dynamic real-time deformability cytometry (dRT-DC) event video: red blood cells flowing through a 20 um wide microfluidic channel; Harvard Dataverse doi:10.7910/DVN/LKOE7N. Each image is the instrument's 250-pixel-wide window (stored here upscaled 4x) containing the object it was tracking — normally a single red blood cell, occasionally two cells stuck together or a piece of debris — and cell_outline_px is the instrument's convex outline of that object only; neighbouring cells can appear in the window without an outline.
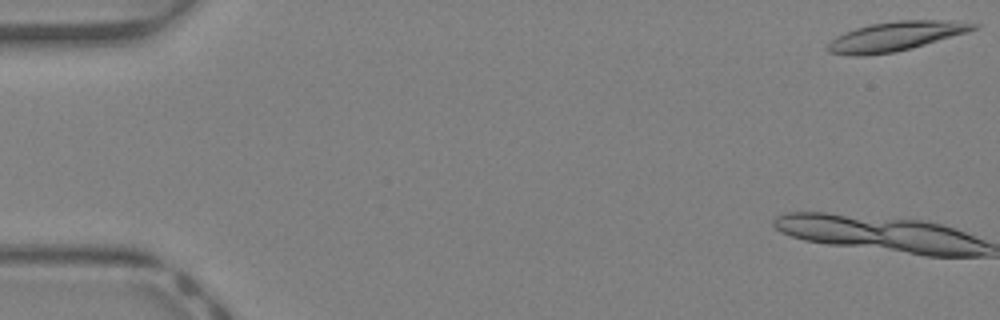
{"species": "Egyptian fruit bat (a non-hibernating species)", "species_latin": "Rousettus aegyptiacus", "temperature_condition": "warm", "stored_images_in_passage": 8, "camera_frame_rate_fps": 3000, "um_per_image_px": 0.085, "animal": {"sex": "female"}, "frame": {"image": 1, "passage_image": 1, "time_ms": 0.0, "image_size_px": [1000, 320], "cell_outline_px": [[980, 28], [968, 32], [912, 48], [896, 52], [860, 56], [856, 56], [828, 52], [824, 48], [836, 36], [844, 32], [868, 24], [896, 20], [944, 20], [980, 24]], "centroid_in_image_um": [76.12, 3.08], "position_along_channel_um": 8.9, "area_um2": 25.03}}